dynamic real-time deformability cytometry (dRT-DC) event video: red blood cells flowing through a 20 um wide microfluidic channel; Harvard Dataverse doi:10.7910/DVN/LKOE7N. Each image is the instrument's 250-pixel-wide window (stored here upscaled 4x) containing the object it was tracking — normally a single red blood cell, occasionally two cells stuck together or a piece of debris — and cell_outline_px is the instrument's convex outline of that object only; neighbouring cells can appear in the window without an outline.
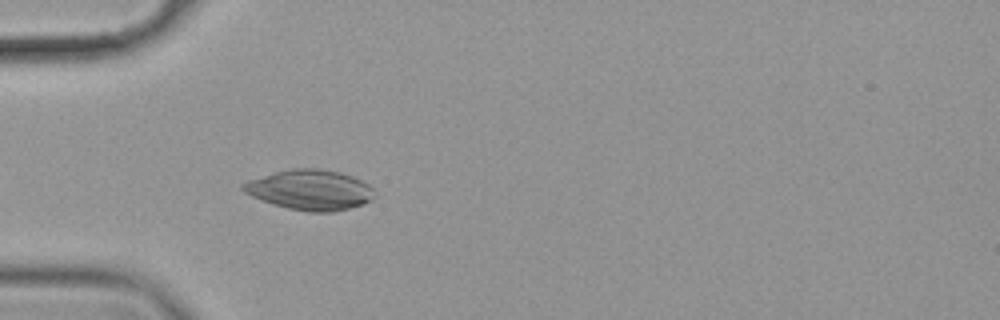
{"species": "common noctule bat (a hibernating species)", "species_latin": "Nyctalus noctula", "temperature_condition": "cold", "stored_images_in_passage": 29, "camera_frame_rate_fps": 3000, "um_per_image_px": 0.085, "animal": {"sex": "female", "body_mass_g": 19.9}, "frame": {"image": 1, "passage_image": 4, "time_ms": 1.0, "image_size_px": [1000, 320], "cell_outline_px": [[376, 196], [372, 200], [364, 204], [332, 212], [308, 212], [288, 208], [272, 204], [260, 200], [244, 192], [240, 188], [240, 184], [248, 180], [276, 172], [292, 168], [320, 168], [340, 172], [352, 176], [368, 184], [376, 192]], "centroid_in_image_um": [26.36, 16.14], "position_along_channel_um": 58.6, "area_um2": 30.98}}
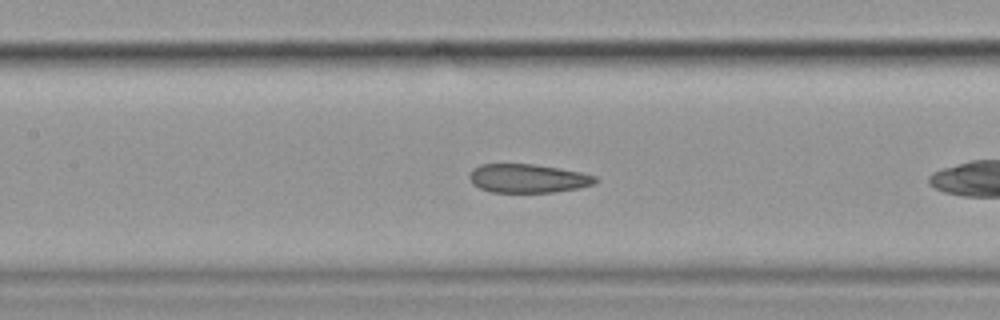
{"frame": {"image": 2, "passage_image": 10, "time_ms": 3.0, "image_size_px": [1000, 320], "cell_outline_px": [[600, 180], [596, 184], [580, 188], [552, 192], [492, 192], [480, 188], [472, 184], [468, 176], [472, 168], [480, 164], [532, 164], [560, 168], [580, 172], [596, 176]], "centroid_in_image_um": [44.88, 15.16], "position_along_channel_um": 162.5, "area_um2": 21.27}}
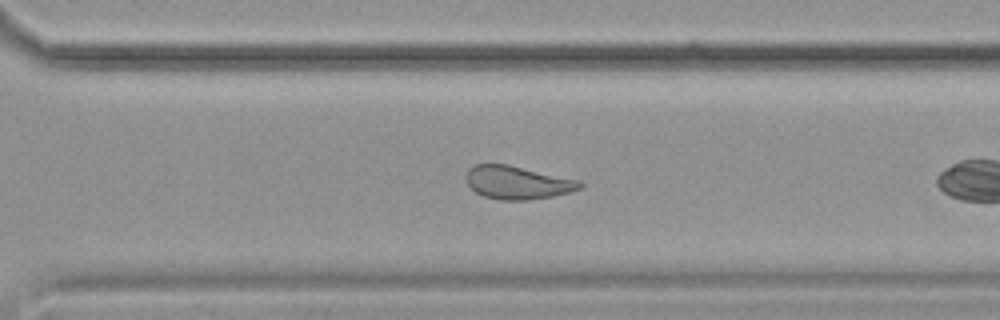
{"frame": {"image": 3, "passage_image": 24, "time_ms": 7.667, "image_size_px": [1000, 320], "cell_outline_px": [[584, 184], [580, 188], [568, 192], [552, 196], [528, 200], [500, 200], [484, 196], [476, 192], [468, 184], [464, 176], [468, 168], [476, 164], [508, 164], [580, 180]], "centroid_in_image_um": [43.96, 15.5], "position_along_channel_um": 326.6, "area_um2": 22.02}}